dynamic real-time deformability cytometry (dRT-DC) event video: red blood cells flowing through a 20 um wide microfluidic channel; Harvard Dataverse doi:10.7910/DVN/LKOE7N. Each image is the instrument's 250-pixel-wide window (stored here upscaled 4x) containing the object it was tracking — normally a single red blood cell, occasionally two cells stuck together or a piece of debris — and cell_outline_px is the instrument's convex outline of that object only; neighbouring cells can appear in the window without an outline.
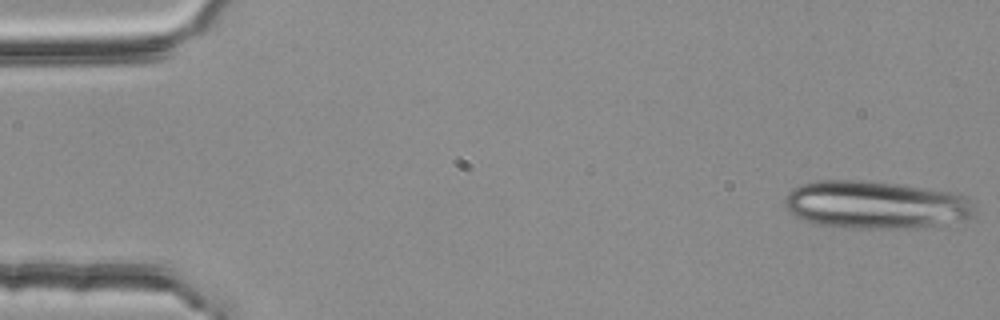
{"species": "common noctule bat (a hibernating species)", "species_latin": "Nyctalus noctula", "temperature_condition": "room temperature", "stored_images_in_passage": 15, "camera_frame_rate_fps": 3000, "um_per_image_px": 0.085, "animal": {"sex": "female", "body_mass_g": 25.1}, "frame": {"image": 1, "passage_image": 1, "time_ms": 0.0, "image_size_px": [1000, 320], "cell_outline_px": [[976, 212], [972, 216], [936, 224], [896, 228], [872, 228], [816, 224], [804, 220], [796, 216], [784, 204], [784, 200], [788, 192], [792, 188], [800, 184], [816, 180], [864, 180], [904, 184], [960, 192], [976, 208]], "centroid_in_image_um": [74.41, 17.35], "position_along_channel_um": 10.6, "area_um2": 52.6}}